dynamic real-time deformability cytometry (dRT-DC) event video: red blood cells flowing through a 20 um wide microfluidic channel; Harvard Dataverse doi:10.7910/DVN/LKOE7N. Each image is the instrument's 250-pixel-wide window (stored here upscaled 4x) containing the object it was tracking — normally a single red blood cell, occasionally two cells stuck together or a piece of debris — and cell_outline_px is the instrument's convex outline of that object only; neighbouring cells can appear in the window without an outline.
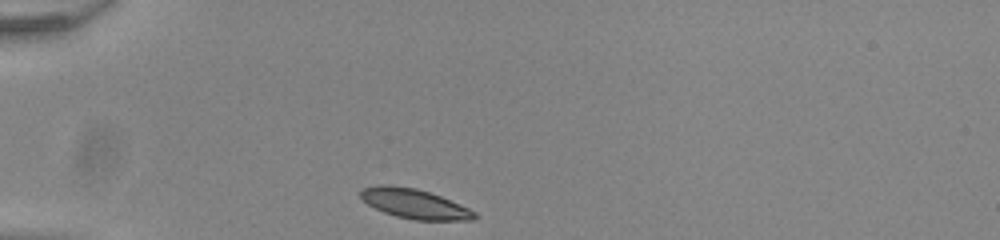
{"species": "common noctule bat (a hibernating species)", "species_latin": "Nyctalus noctula", "temperature_condition": "room temperature", "stored_images_in_passage": 31, "camera_frame_rate_fps": 3000, "um_per_image_px": 0.085, "animal": {"sex": "male", "body_mass_g": 20.0, "forearm_length_mm": 53.3}, "frame": {"image": 1, "passage_image": 1, "time_ms": 0.0, "image_size_px": [1000, 240], "cell_outline_px": [[480, 216], [472, 220], [416, 220], [396, 216], [384, 212], [368, 204], [360, 196], [360, 192], [364, 188], [376, 184], [388, 184], [416, 188], [440, 196], [468, 208], [476, 212]], "centroid_in_image_um": [35.24, 17.31], "position_along_channel_um": 49.8, "area_um2": 19.59}}
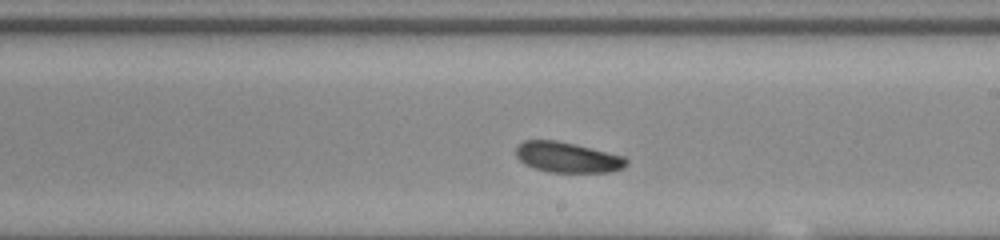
{"frame": {"image": 2, "passage_image": 18, "time_ms": 5.667, "image_size_px": [1000, 240], "cell_outline_px": [[628, 164], [624, 168], [612, 172], [548, 172], [532, 168], [524, 164], [516, 156], [516, 148], [524, 140], [556, 140], [576, 144], [624, 156], [628, 160]], "centroid_in_image_um": [48.25, 13.38], "position_along_channel_um": 240.8, "area_um2": 19.77}}
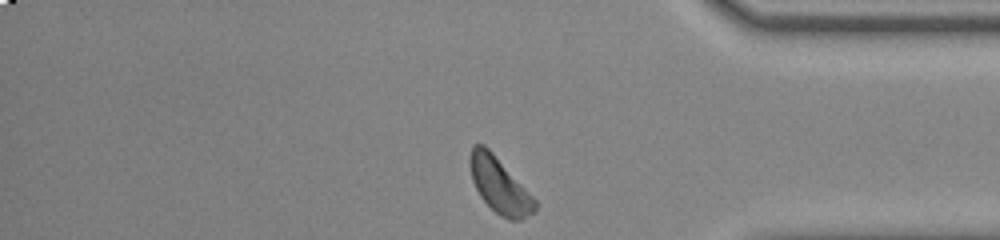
{"frame": {"image": 3, "passage_image": 31, "time_ms": 10.0, "image_size_px": [1000, 240], "cell_outline_px": [[536, 212], [520, 220], [508, 220], [500, 216], [480, 196], [472, 180], [468, 164], [468, 160], [472, 144], [484, 144], [492, 152], [536, 200]], "centroid_in_image_um": [42.43, 15.75], "position_along_channel_um": 392.8, "area_um2": 20.87}, "authors_computed_cell_mechanics": {"area_um2": 20.1722, "velocity_mm_per_s": 3.8421, "shape_relaxation_time_tau1_ms": 2.7368, "shape_relaxation_time_tau2_ms": null, "deformation_change_tau1": 0.0668, "deformation_change_tau2": null}}